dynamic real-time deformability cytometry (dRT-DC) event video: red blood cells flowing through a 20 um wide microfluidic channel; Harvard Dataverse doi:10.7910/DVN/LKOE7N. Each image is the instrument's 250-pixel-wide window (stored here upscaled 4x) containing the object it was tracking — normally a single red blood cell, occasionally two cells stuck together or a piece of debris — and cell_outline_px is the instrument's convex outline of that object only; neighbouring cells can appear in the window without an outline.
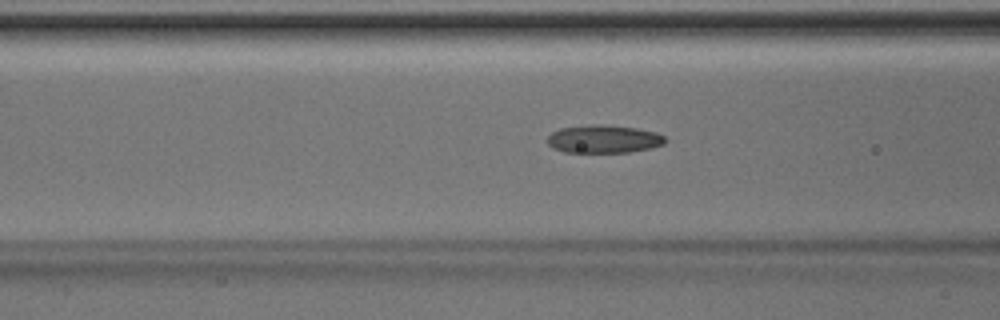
{"species": "Egyptian fruit bat (a non-hibernating species)", "species_latin": "Rousettus aegyptiacus", "temperature_condition": "room temperature", "stored_images_in_passage": 16, "camera_frame_rate_fps": 3000, "um_per_image_px": 0.085, "animal": {"sex": "male"}, "frame": {"image": 1, "passage_image": 14, "time_ms": 4.333, "image_size_px": [1000, 320], "cell_outline_px": [[668, 140], [664, 144], [652, 148], [628, 152], [564, 152], [552, 148], [548, 144], [548, 136], [552, 132], [560, 128], [592, 124], [600, 124], [636, 128], [656, 132], [664, 136]], "centroid_in_image_um": [51.33, 11.82], "position_along_channel_um": 115.3, "area_um2": 19.31}}